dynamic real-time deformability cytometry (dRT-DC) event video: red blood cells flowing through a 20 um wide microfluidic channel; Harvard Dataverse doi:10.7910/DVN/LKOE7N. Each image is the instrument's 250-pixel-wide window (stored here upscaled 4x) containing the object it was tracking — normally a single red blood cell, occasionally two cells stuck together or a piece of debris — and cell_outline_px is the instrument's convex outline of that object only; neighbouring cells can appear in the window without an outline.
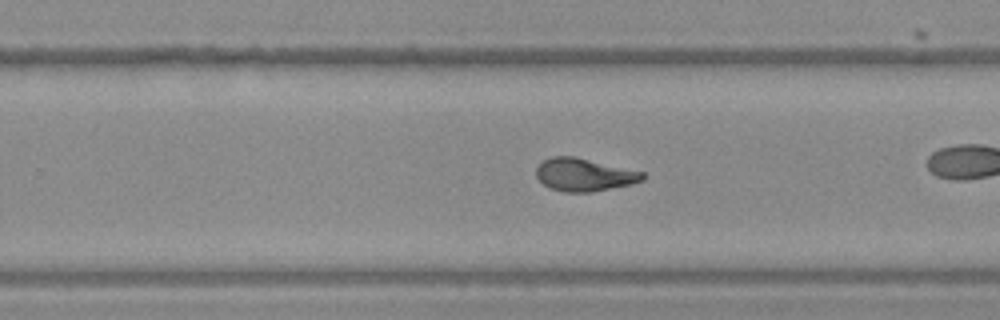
{"species": "Egyptian fruit bat (a non-hibernating species)", "species_latin": "Rousettus aegyptiacus", "temperature_condition": "warm", "stored_images_in_passage": 46, "camera_frame_rate_fps": 3000, "um_per_image_px": 0.085, "frame": {"image": 1, "passage_image": 27, "time_ms": 8.667, "image_size_px": [1000, 320], "cell_outline_px": [[644, 180], [632, 184], [592, 192], [564, 192], [548, 188], [536, 176], [536, 168], [544, 160], [552, 156], [572, 156], [644, 172]], "centroid_in_image_um": [49.64, 14.86], "position_along_channel_um": 280.2, "area_um2": 20.23}}
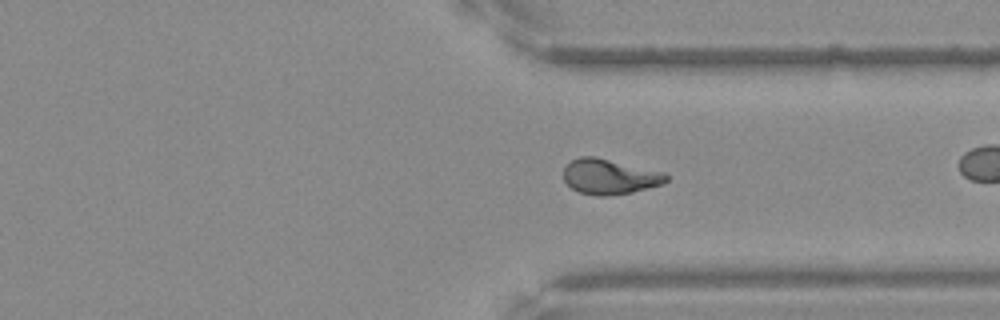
{"frame": {"image": 2, "passage_image": 33, "time_ms": 10.667, "image_size_px": [1000, 320], "cell_outline_px": [[668, 180], [664, 184], [632, 192], [608, 196], [596, 196], [580, 192], [572, 188], [564, 180], [564, 168], [572, 160], [580, 156], [592, 156], [664, 172], [668, 176]], "centroid_in_image_um": [51.83, 15.02], "position_along_channel_um": 359.6, "area_um2": 20.92}}